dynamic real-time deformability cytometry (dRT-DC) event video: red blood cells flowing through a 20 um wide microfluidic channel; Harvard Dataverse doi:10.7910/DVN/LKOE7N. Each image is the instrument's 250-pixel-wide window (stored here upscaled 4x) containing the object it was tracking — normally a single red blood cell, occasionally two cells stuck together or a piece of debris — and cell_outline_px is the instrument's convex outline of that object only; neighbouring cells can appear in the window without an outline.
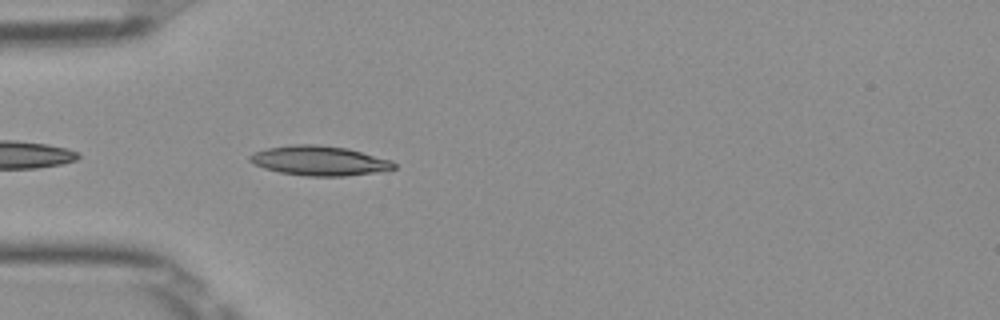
{"species": "Egyptian fruit bat (a non-hibernating species)", "species_latin": "Rousettus aegyptiacus", "temperature_condition": "room temperature", "stored_images_in_passage": 24, "camera_frame_rate_fps": 3000, "um_per_image_px": 0.085, "frame": {"image": 1, "passage_image": 2, "time_ms": 0.333, "image_size_px": [1000, 320], "cell_outline_px": [[396, 168], [388, 172], [344, 176], [308, 176], [280, 172], [264, 168], [252, 164], [248, 160], [248, 156], [256, 152], [268, 148], [296, 144], [316, 144], [348, 148], [392, 160], [396, 164]], "centroid_in_image_um": [27.22, 13.67], "position_along_channel_um": 57.8, "area_um2": 25.2}}
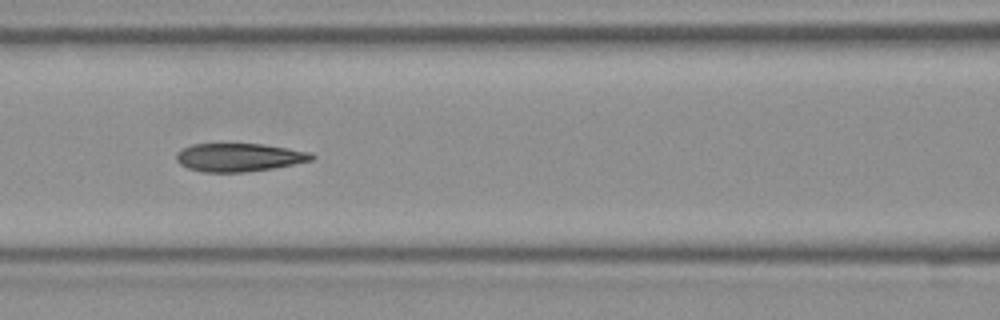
{"frame": {"image": 2, "passage_image": 9, "time_ms": 2.667, "image_size_px": [1000, 320], "cell_outline_px": [[316, 156], [312, 160], [272, 168], [244, 172], [200, 172], [188, 168], [180, 164], [176, 160], [176, 152], [180, 148], [192, 144], [264, 144], [312, 152]], "centroid_in_image_um": [20.29, 13.37], "position_along_channel_um": 146.3, "area_um2": 22.37}}
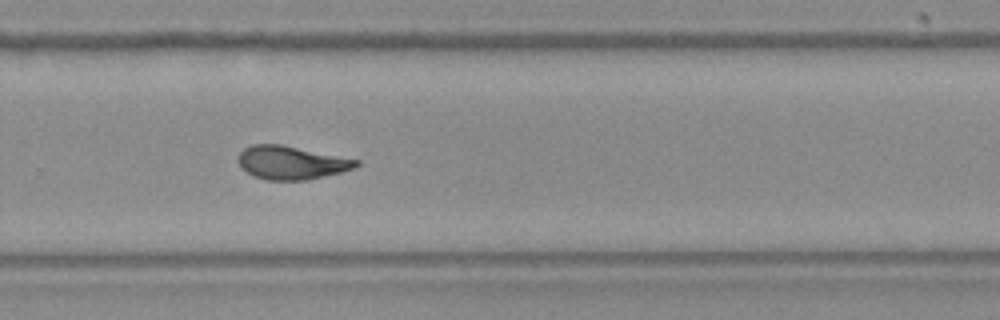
{"frame": {"image": 3, "passage_image": 21, "time_ms": 6.667, "image_size_px": [1000, 320], "cell_outline_px": [[360, 164], [356, 168], [340, 172], [304, 180], [268, 180], [252, 176], [240, 168], [236, 160], [236, 156], [244, 148], [252, 144], [280, 144], [360, 160]], "centroid_in_image_um": [24.7, 13.82], "position_along_channel_um": 305.1, "area_um2": 23.06}}